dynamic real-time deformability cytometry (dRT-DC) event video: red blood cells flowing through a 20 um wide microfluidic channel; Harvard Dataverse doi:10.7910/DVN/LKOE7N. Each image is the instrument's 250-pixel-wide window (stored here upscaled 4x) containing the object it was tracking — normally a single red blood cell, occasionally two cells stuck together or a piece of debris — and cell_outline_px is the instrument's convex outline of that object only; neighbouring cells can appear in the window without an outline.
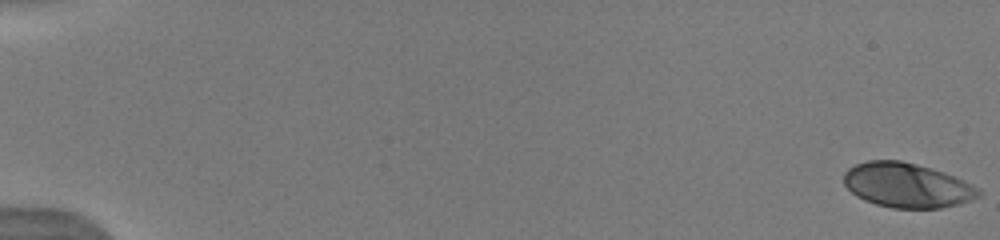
{"species": "human", "species_latin": "Homo sapiens", "temperature_condition": "warm", "stored_images_in_passage": 32, "camera_frame_rate_fps": 3000, "um_per_image_px": 0.085, "donor": {"sex": "male"}, "frame": {"image": 1, "passage_image": 1, "time_ms": 0.0, "image_size_px": [1000, 240], "cell_outline_px": [[984, 192], [980, 196], [972, 200], [960, 204], [940, 208], [892, 208], [876, 204], [864, 200], [856, 196], [844, 184], [844, 172], [848, 168], [856, 164], [868, 160], [900, 160], [916, 164], [944, 172], [964, 180], [972, 184]], "centroid_in_image_um": [77.12, 15.75], "position_along_channel_um": 7.9, "area_um2": 35.2}}
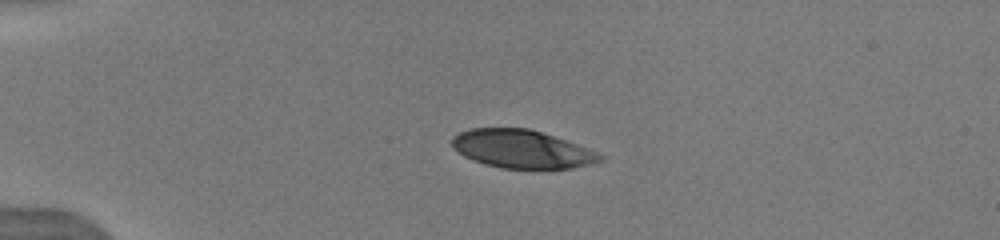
{"frame": {"image": 2, "passage_image": 11, "time_ms": 4.333, "image_size_px": [1000, 240], "cell_outline_px": [[608, 156], [604, 160], [592, 164], [572, 168], [500, 168], [484, 164], [472, 160], [464, 156], [452, 148], [452, 136], [468, 128], [528, 128], [576, 144]], "centroid_in_image_um": [44.35, 12.67], "position_along_channel_um": 40.7, "area_um2": 32.95}}